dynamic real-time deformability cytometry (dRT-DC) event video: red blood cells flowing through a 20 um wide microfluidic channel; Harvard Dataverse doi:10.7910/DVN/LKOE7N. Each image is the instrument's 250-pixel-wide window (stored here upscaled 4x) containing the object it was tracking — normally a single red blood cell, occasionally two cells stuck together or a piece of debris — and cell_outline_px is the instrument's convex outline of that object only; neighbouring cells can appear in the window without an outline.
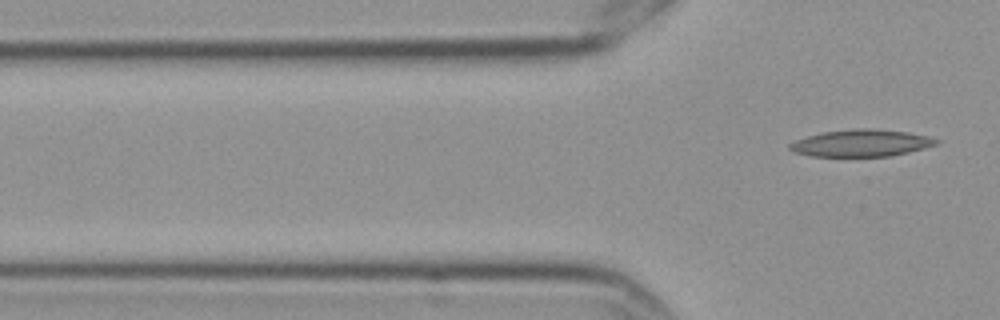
{"species": "Egyptian fruit bat (a non-hibernating species)", "species_latin": "Rousettus aegyptiacus", "temperature_condition": "cold", "stored_images_in_passage": 4, "segment_of_instrument_passage": [2, 2], "camera_frame_rate_fps": 3000, "um_per_image_px": 0.085, "frame": {"image": 1, "passage_image": 4, "time_ms": 1.0, "image_size_px": [1000, 320], "cell_outline_px": [[940, 144], [892, 156], [808, 156], [792, 152], [788, 148], [788, 144], [796, 140], [808, 136], [824, 132], [856, 128], [872, 128], [908, 132], [928, 136], [940, 140]], "centroid_in_image_um": [73.21, 12.16], "position_along_channel_um": 52.6, "area_um2": 23.18}}